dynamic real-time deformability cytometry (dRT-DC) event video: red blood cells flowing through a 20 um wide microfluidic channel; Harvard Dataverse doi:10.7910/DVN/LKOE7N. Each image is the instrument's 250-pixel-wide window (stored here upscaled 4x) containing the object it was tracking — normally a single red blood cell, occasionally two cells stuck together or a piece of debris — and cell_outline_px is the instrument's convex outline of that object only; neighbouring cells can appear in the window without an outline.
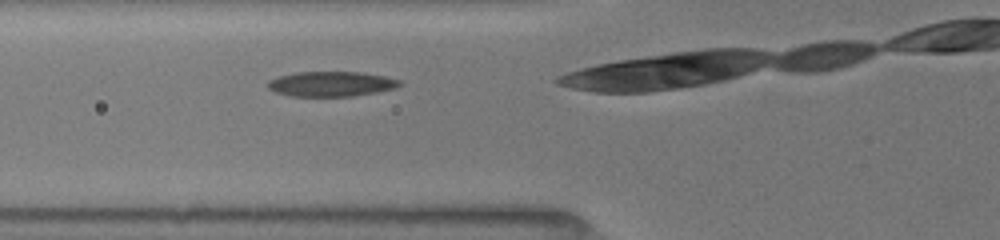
{"species": "common noctule bat (a hibernating species)", "species_latin": "Nyctalus noctula", "temperature_condition": "room temperature", "stored_images_in_passage": 17, "camera_frame_rate_fps": 3000, "um_per_image_px": 0.085, "animal": {"sex": "female", "body_mass_g": 19.5, "forearm_length_mm": 54.1}, "frame": {"image": 1, "passage_image": 3, "time_ms": 0.667, "image_size_px": [1000, 240], "cell_outline_px": [[400, 84], [396, 88], [376, 92], [352, 96], [288, 96], [276, 92], [268, 88], [268, 80], [280, 76], [296, 72], [356, 72], [384, 76], [400, 80]], "centroid_in_image_um": [28.12, 7.14], "position_along_channel_um": 97.7, "area_um2": 19.02}}
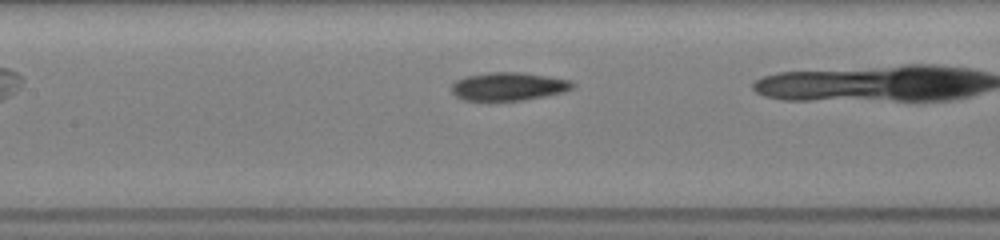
{"frame": {"image": 2, "passage_image": 8, "time_ms": 2.333, "image_size_px": [1000, 240], "cell_outline_px": [[572, 88], [564, 92], [524, 100], [464, 100], [456, 96], [452, 92], [452, 84], [456, 80], [468, 76], [488, 72], [520, 72], [568, 80], [572, 84]], "centroid_in_image_um": [43.17, 7.35], "position_along_channel_um": 164.2, "area_um2": 19.48}}